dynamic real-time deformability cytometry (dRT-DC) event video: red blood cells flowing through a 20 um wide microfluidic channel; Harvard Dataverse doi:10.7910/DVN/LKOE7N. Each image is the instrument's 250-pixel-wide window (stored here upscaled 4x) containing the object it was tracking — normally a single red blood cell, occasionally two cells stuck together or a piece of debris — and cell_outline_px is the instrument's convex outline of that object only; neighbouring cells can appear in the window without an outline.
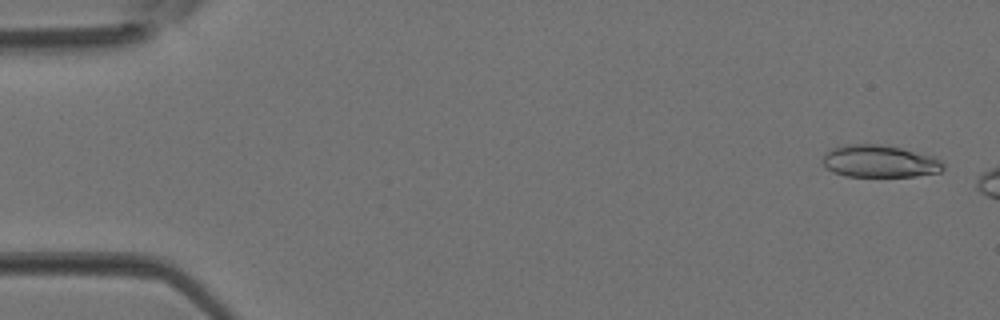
{"species": "Egyptian fruit bat (a non-hibernating species)", "species_latin": "Rousettus aegyptiacus", "temperature_condition": "room temperature", "stored_images_in_passage": 2, "camera_frame_rate_fps": 3000, "um_per_image_px": 0.085, "animal": {"sex": "female"}, "frame": {"image": 1, "passage_image": 1, "time_ms": 0.0, "image_size_px": [1000, 320], "cell_outline_px": [[944, 168], [940, 172], [916, 176], [844, 176], [832, 172], [820, 160], [832, 148], [844, 144], [880, 144], [900, 148], [936, 156], [944, 164]], "centroid_in_image_um": [74.78, 13.71], "position_along_channel_um": 10.2, "area_um2": 22.77}}